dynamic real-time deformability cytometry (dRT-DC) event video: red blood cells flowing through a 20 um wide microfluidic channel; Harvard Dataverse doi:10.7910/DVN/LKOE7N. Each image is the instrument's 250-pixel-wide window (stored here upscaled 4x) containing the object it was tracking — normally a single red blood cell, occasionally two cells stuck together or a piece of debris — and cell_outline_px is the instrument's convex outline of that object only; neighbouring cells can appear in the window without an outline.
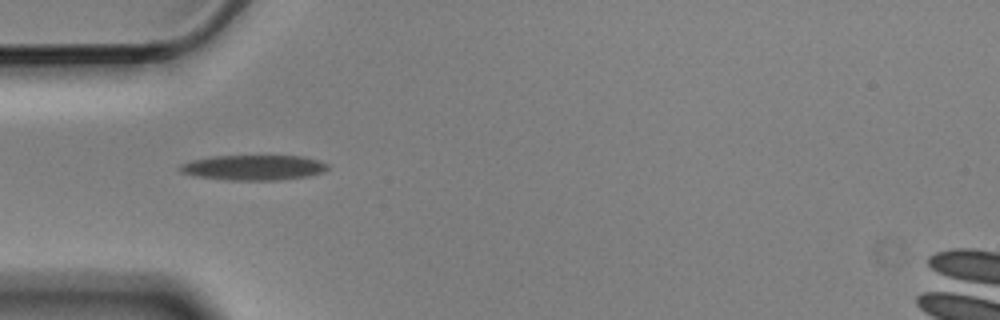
{"species": "Egyptian fruit bat (a non-hibernating species)", "species_latin": "Rousettus aegyptiacus", "temperature_condition": "cold", "stored_images_in_passage": 7, "camera_frame_rate_fps": 3000, "um_per_image_px": 0.085, "animal": {"sex": "male"}, "frame": {"image": 1, "passage_image": 1, "time_ms": 0.0, "image_size_px": [1000, 320], "cell_outline_px": [[328, 168], [324, 172], [308, 176], [276, 180], [228, 180], [192, 176], [180, 172], [176, 168], [180, 164], [192, 160], [212, 156], [304, 156], [320, 160], [328, 164]], "centroid_in_image_um": [21.52, 14.24], "position_along_channel_um": 63.5, "area_um2": 21.91}}
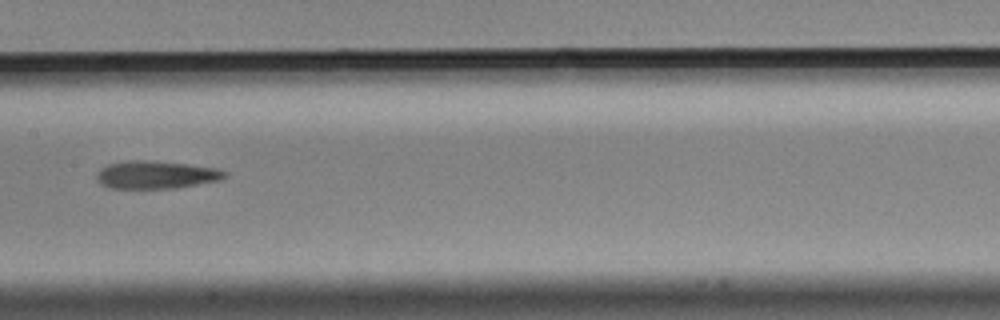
{"frame": {"image": 2, "passage_image": 4, "time_ms": 1.0, "image_size_px": [1000, 320], "cell_outline_px": [[228, 176], [220, 180], [176, 188], [108, 188], [100, 184], [96, 180], [96, 176], [100, 168], [108, 164], [128, 160], [144, 160], [184, 164], [216, 168], [228, 172]], "centroid_in_image_um": [13.24, 14.86], "position_along_channel_um": 194.2, "area_um2": 20.75}}
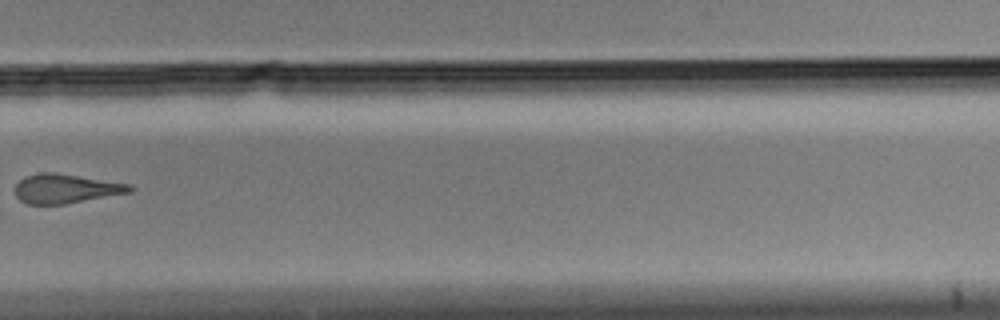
{"frame": {"image": 3, "passage_image": 7, "time_ms": 2.0, "image_size_px": [1000, 320], "cell_outline_px": [[136, 188], [132, 192], [64, 204], [24, 204], [16, 196], [16, 184], [24, 176], [40, 172], [52, 172], [128, 184]], "centroid_in_image_um": [5.56, 16.04], "position_along_channel_um": 324.2, "area_um2": 19.36}}